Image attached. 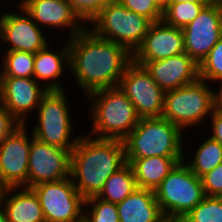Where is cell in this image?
Returning <instances> with one entry per match:
<instances>
[{"label": "cell", "mask_w": 222, "mask_h": 222, "mask_svg": "<svg viewBox=\"0 0 222 222\" xmlns=\"http://www.w3.org/2000/svg\"><path fill=\"white\" fill-rule=\"evenodd\" d=\"M1 65V63H0ZM2 66H0V99H1V93H2Z\"/></svg>", "instance_id": "b9f144b4"}, {"label": "cell", "mask_w": 222, "mask_h": 222, "mask_svg": "<svg viewBox=\"0 0 222 222\" xmlns=\"http://www.w3.org/2000/svg\"><path fill=\"white\" fill-rule=\"evenodd\" d=\"M205 196L222 197V163L200 177Z\"/></svg>", "instance_id": "1f68e13d"}, {"label": "cell", "mask_w": 222, "mask_h": 222, "mask_svg": "<svg viewBox=\"0 0 222 222\" xmlns=\"http://www.w3.org/2000/svg\"><path fill=\"white\" fill-rule=\"evenodd\" d=\"M182 32L185 53L200 64L222 38V0L206 5Z\"/></svg>", "instance_id": "8fae6325"}, {"label": "cell", "mask_w": 222, "mask_h": 222, "mask_svg": "<svg viewBox=\"0 0 222 222\" xmlns=\"http://www.w3.org/2000/svg\"><path fill=\"white\" fill-rule=\"evenodd\" d=\"M1 59L3 77H33L35 54L24 51L2 52Z\"/></svg>", "instance_id": "d4e9b609"}, {"label": "cell", "mask_w": 222, "mask_h": 222, "mask_svg": "<svg viewBox=\"0 0 222 222\" xmlns=\"http://www.w3.org/2000/svg\"><path fill=\"white\" fill-rule=\"evenodd\" d=\"M38 196L45 222H81L85 199L71 177L31 187Z\"/></svg>", "instance_id": "9c48e42d"}, {"label": "cell", "mask_w": 222, "mask_h": 222, "mask_svg": "<svg viewBox=\"0 0 222 222\" xmlns=\"http://www.w3.org/2000/svg\"><path fill=\"white\" fill-rule=\"evenodd\" d=\"M63 49L53 50L49 44L35 54L33 78L50 90H65L61 80L64 67L70 69V52L68 39ZM51 47V49H50ZM61 81V82H60Z\"/></svg>", "instance_id": "d6986e66"}, {"label": "cell", "mask_w": 222, "mask_h": 222, "mask_svg": "<svg viewBox=\"0 0 222 222\" xmlns=\"http://www.w3.org/2000/svg\"><path fill=\"white\" fill-rule=\"evenodd\" d=\"M200 79L211 83H222V38L199 64Z\"/></svg>", "instance_id": "f1b7e54d"}, {"label": "cell", "mask_w": 222, "mask_h": 222, "mask_svg": "<svg viewBox=\"0 0 222 222\" xmlns=\"http://www.w3.org/2000/svg\"><path fill=\"white\" fill-rule=\"evenodd\" d=\"M2 20H3V16L0 15V46L2 45L1 44L2 43Z\"/></svg>", "instance_id": "60d3db41"}, {"label": "cell", "mask_w": 222, "mask_h": 222, "mask_svg": "<svg viewBox=\"0 0 222 222\" xmlns=\"http://www.w3.org/2000/svg\"><path fill=\"white\" fill-rule=\"evenodd\" d=\"M66 90H50L36 109L32 134L41 142L73 150L80 136L73 138L74 125ZM72 138V139H71Z\"/></svg>", "instance_id": "52a82bcc"}, {"label": "cell", "mask_w": 222, "mask_h": 222, "mask_svg": "<svg viewBox=\"0 0 222 222\" xmlns=\"http://www.w3.org/2000/svg\"><path fill=\"white\" fill-rule=\"evenodd\" d=\"M134 63L143 66L164 92L192 84L200 79L199 64L187 53L158 61Z\"/></svg>", "instance_id": "ac0fdd59"}, {"label": "cell", "mask_w": 222, "mask_h": 222, "mask_svg": "<svg viewBox=\"0 0 222 222\" xmlns=\"http://www.w3.org/2000/svg\"><path fill=\"white\" fill-rule=\"evenodd\" d=\"M114 0H68L74 12L87 25L106 5Z\"/></svg>", "instance_id": "4dcf8cb0"}, {"label": "cell", "mask_w": 222, "mask_h": 222, "mask_svg": "<svg viewBox=\"0 0 222 222\" xmlns=\"http://www.w3.org/2000/svg\"><path fill=\"white\" fill-rule=\"evenodd\" d=\"M18 12L2 13V46L8 45L5 51H24L36 54L46 47L49 42L43 30L24 10L22 6Z\"/></svg>", "instance_id": "9a60e30c"}, {"label": "cell", "mask_w": 222, "mask_h": 222, "mask_svg": "<svg viewBox=\"0 0 222 222\" xmlns=\"http://www.w3.org/2000/svg\"><path fill=\"white\" fill-rule=\"evenodd\" d=\"M211 87L209 82L199 79L165 92L162 117L178 126L184 134L187 127L201 126L216 105V89Z\"/></svg>", "instance_id": "5b68a950"}, {"label": "cell", "mask_w": 222, "mask_h": 222, "mask_svg": "<svg viewBox=\"0 0 222 222\" xmlns=\"http://www.w3.org/2000/svg\"><path fill=\"white\" fill-rule=\"evenodd\" d=\"M118 86L134 104L141 118L162 116L165 92L143 66L132 62L125 69Z\"/></svg>", "instance_id": "30bf717a"}, {"label": "cell", "mask_w": 222, "mask_h": 222, "mask_svg": "<svg viewBox=\"0 0 222 222\" xmlns=\"http://www.w3.org/2000/svg\"><path fill=\"white\" fill-rule=\"evenodd\" d=\"M184 132L164 117L141 118L123 139L126 159L185 157Z\"/></svg>", "instance_id": "277c9868"}, {"label": "cell", "mask_w": 222, "mask_h": 222, "mask_svg": "<svg viewBox=\"0 0 222 222\" xmlns=\"http://www.w3.org/2000/svg\"><path fill=\"white\" fill-rule=\"evenodd\" d=\"M0 222H7L6 213L1 203H0Z\"/></svg>", "instance_id": "f35d334b"}, {"label": "cell", "mask_w": 222, "mask_h": 222, "mask_svg": "<svg viewBox=\"0 0 222 222\" xmlns=\"http://www.w3.org/2000/svg\"><path fill=\"white\" fill-rule=\"evenodd\" d=\"M7 188L8 187L6 186V184L2 181L0 177V200L3 197V195L6 193Z\"/></svg>", "instance_id": "74e56055"}, {"label": "cell", "mask_w": 222, "mask_h": 222, "mask_svg": "<svg viewBox=\"0 0 222 222\" xmlns=\"http://www.w3.org/2000/svg\"><path fill=\"white\" fill-rule=\"evenodd\" d=\"M158 222H181L178 219H174V218H170L168 216H164L161 220H159Z\"/></svg>", "instance_id": "ab89813d"}, {"label": "cell", "mask_w": 222, "mask_h": 222, "mask_svg": "<svg viewBox=\"0 0 222 222\" xmlns=\"http://www.w3.org/2000/svg\"><path fill=\"white\" fill-rule=\"evenodd\" d=\"M19 3L39 27L69 29L68 39L86 27L68 0H20Z\"/></svg>", "instance_id": "e0dca14e"}, {"label": "cell", "mask_w": 222, "mask_h": 222, "mask_svg": "<svg viewBox=\"0 0 222 222\" xmlns=\"http://www.w3.org/2000/svg\"><path fill=\"white\" fill-rule=\"evenodd\" d=\"M116 205L120 222H158L164 217L152 190L137 188Z\"/></svg>", "instance_id": "44dd1931"}, {"label": "cell", "mask_w": 222, "mask_h": 222, "mask_svg": "<svg viewBox=\"0 0 222 222\" xmlns=\"http://www.w3.org/2000/svg\"><path fill=\"white\" fill-rule=\"evenodd\" d=\"M184 159V157L153 156L126 159V163L133 168L137 188L155 191L175 166Z\"/></svg>", "instance_id": "7402d4cb"}, {"label": "cell", "mask_w": 222, "mask_h": 222, "mask_svg": "<svg viewBox=\"0 0 222 222\" xmlns=\"http://www.w3.org/2000/svg\"><path fill=\"white\" fill-rule=\"evenodd\" d=\"M71 152L32 137L28 163L27 188L70 177Z\"/></svg>", "instance_id": "7c38bea8"}, {"label": "cell", "mask_w": 222, "mask_h": 222, "mask_svg": "<svg viewBox=\"0 0 222 222\" xmlns=\"http://www.w3.org/2000/svg\"><path fill=\"white\" fill-rule=\"evenodd\" d=\"M153 22L114 0L99 11L87 24L98 37L125 46L132 54L141 45ZM90 26V27H89Z\"/></svg>", "instance_id": "8992f818"}, {"label": "cell", "mask_w": 222, "mask_h": 222, "mask_svg": "<svg viewBox=\"0 0 222 222\" xmlns=\"http://www.w3.org/2000/svg\"><path fill=\"white\" fill-rule=\"evenodd\" d=\"M125 8L136 14L143 15L152 22H159L163 19V10L155 0H117Z\"/></svg>", "instance_id": "f546056e"}, {"label": "cell", "mask_w": 222, "mask_h": 222, "mask_svg": "<svg viewBox=\"0 0 222 222\" xmlns=\"http://www.w3.org/2000/svg\"><path fill=\"white\" fill-rule=\"evenodd\" d=\"M218 86L219 88L216 90V104L222 109V83Z\"/></svg>", "instance_id": "e575fe53"}, {"label": "cell", "mask_w": 222, "mask_h": 222, "mask_svg": "<svg viewBox=\"0 0 222 222\" xmlns=\"http://www.w3.org/2000/svg\"><path fill=\"white\" fill-rule=\"evenodd\" d=\"M86 97L91 104L87 112L92 116L90 133H87L90 137L123 140L141 119L119 86L100 89Z\"/></svg>", "instance_id": "3957f363"}, {"label": "cell", "mask_w": 222, "mask_h": 222, "mask_svg": "<svg viewBox=\"0 0 222 222\" xmlns=\"http://www.w3.org/2000/svg\"><path fill=\"white\" fill-rule=\"evenodd\" d=\"M212 3L174 2L163 11V21L170 26L184 28L191 23L201 10Z\"/></svg>", "instance_id": "484cf974"}, {"label": "cell", "mask_w": 222, "mask_h": 222, "mask_svg": "<svg viewBox=\"0 0 222 222\" xmlns=\"http://www.w3.org/2000/svg\"><path fill=\"white\" fill-rule=\"evenodd\" d=\"M83 220L86 222H120L117 205L93 196L85 199ZM86 210V211H85Z\"/></svg>", "instance_id": "83f0119b"}, {"label": "cell", "mask_w": 222, "mask_h": 222, "mask_svg": "<svg viewBox=\"0 0 222 222\" xmlns=\"http://www.w3.org/2000/svg\"><path fill=\"white\" fill-rule=\"evenodd\" d=\"M209 119L210 123L212 122L210 128L212 134H210V137L222 145V109L217 104Z\"/></svg>", "instance_id": "836d02e7"}, {"label": "cell", "mask_w": 222, "mask_h": 222, "mask_svg": "<svg viewBox=\"0 0 222 222\" xmlns=\"http://www.w3.org/2000/svg\"><path fill=\"white\" fill-rule=\"evenodd\" d=\"M68 44L69 70L84 95L118 86L133 62V54L125 46L98 37L87 26L68 39Z\"/></svg>", "instance_id": "6da1fadb"}, {"label": "cell", "mask_w": 222, "mask_h": 222, "mask_svg": "<svg viewBox=\"0 0 222 222\" xmlns=\"http://www.w3.org/2000/svg\"><path fill=\"white\" fill-rule=\"evenodd\" d=\"M181 222H222V197L205 196Z\"/></svg>", "instance_id": "4316f807"}, {"label": "cell", "mask_w": 222, "mask_h": 222, "mask_svg": "<svg viewBox=\"0 0 222 222\" xmlns=\"http://www.w3.org/2000/svg\"><path fill=\"white\" fill-rule=\"evenodd\" d=\"M183 53L182 29L167 25L162 20L151 24L141 45L133 53V62L158 61Z\"/></svg>", "instance_id": "2e32d148"}, {"label": "cell", "mask_w": 222, "mask_h": 222, "mask_svg": "<svg viewBox=\"0 0 222 222\" xmlns=\"http://www.w3.org/2000/svg\"><path fill=\"white\" fill-rule=\"evenodd\" d=\"M47 92L33 77H2L0 103L20 124H28L32 111L35 113Z\"/></svg>", "instance_id": "5bb4252c"}, {"label": "cell", "mask_w": 222, "mask_h": 222, "mask_svg": "<svg viewBox=\"0 0 222 222\" xmlns=\"http://www.w3.org/2000/svg\"><path fill=\"white\" fill-rule=\"evenodd\" d=\"M220 163H222V145L211 137H206V140L197 147L193 160L186 164L200 178Z\"/></svg>", "instance_id": "cb8c5ba5"}, {"label": "cell", "mask_w": 222, "mask_h": 222, "mask_svg": "<svg viewBox=\"0 0 222 222\" xmlns=\"http://www.w3.org/2000/svg\"><path fill=\"white\" fill-rule=\"evenodd\" d=\"M125 164L123 140L97 139L83 133L71 152L70 177L87 199L97 196L107 179Z\"/></svg>", "instance_id": "7a4b0ae2"}, {"label": "cell", "mask_w": 222, "mask_h": 222, "mask_svg": "<svg viewBox=\"0 0 222 222\" xmlns=\"http://www.w3.org/2000/svg\"><path fill=\"white\" fill-rule=\"evenodd\" d=\"M155 2L164 11V9L171 3V0H155Z\"/></svg>", "instance_id": "8d00e7d4"}, {"label": "cell", "mask_w": 222, "mask_h": 222, "mask_svg": "<svg viewBox=\"0 0 222 222\" xmlns=\"http://www.w3.org/2000/svg\"><path fill=\"white\" fill-rule=\"evenodd\" d=\"M136 189L137 185L133 168L130 164L126 163L107 179L102 190L96 197L106 202L118 204Z\"/></svg>", "instance_id": "603a6c76"}, {"label": "cell", "mask_w": 222, "mask_h": 222, "mask_svg": "<svg viewBox=\"0 0 222 222\" xmlns=\"http://www.w3.org/2000/svg\"><path fill=\"white\" fill-rule=\"evenodd\" d=\"M21 124L0 103V142Z\"/></svg>", "instance_id": "d6a6232c"}, {"label": "cell", "mask_w": 222, "mask_h": 222, "mask_svg": "<svg viewBox=\"0 0 222 222\" xmlns=\"http://www.w3.org/2000/svg\"><path fill=\"white\" fill-rule=\"evenodd\" d=\"M218 0H171V3L174 2H194V3H214Z\"/></svg>", "instance_id": "d590c367"}, {"label": "cell", "mask_w": 222, "mask_h": 222, "mask_svg": "<svg viewBox=\"0 0 222 222\" xmlns=\"http://www.w3.org/2000/svg\"><path fill=\"white\" fill-rule=\"evenodd\" d=\"M27 124H21L0 142V177L7 187H25L31 140ZM31 137V138H30Z\"/></svg>", "instance_id": "4fadbf2b"}, {"label": "cell", "mask_w": 222, "mask_h": 222, "mask_svg": "<svg viewBox=\"0 0 222 222\" xmlns=\"http://www.w3.org/2000/svg\"><path fill=\"white\" fill-rule=\"evenodd\" d=\"M154 193L163 215L180 221L205 197L201 179L191 171L185 159L175 166Z\"/></svg>", "instance_id": "ba28073f"}, {"label": "cell", "mask_w": 222, "mask_h": 222, "mask_svg": "<svg viewBox=\"0 0 222 222\" xmlns=\"http://www.w3.org/2000/svg\"><path fill=\"white\" fill-rule=\"evenodd\" d=\"M0 203L7 222H45L39 198L31 188L8 187Z\"/></svg>", "instance_id": "ffe728a7"}]
</instances>
